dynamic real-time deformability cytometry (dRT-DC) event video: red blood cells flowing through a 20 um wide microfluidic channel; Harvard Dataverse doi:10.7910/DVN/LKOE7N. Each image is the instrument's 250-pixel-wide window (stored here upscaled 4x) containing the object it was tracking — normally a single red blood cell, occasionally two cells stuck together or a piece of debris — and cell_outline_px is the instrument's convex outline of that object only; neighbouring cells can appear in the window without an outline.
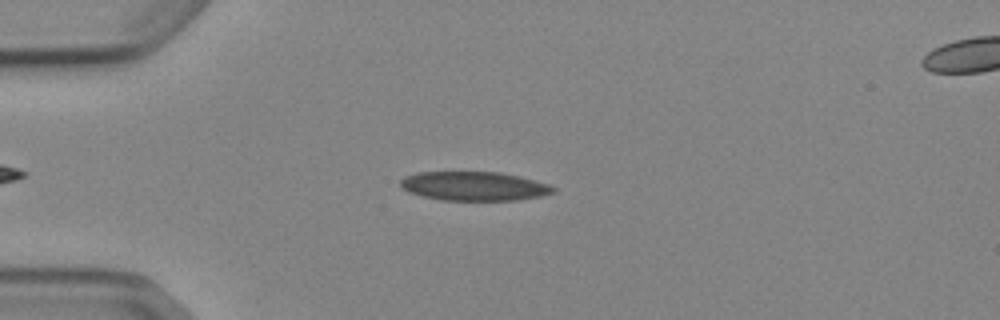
{"species": "Egyptian fruit bat (a non-hibernating species)", "species_latin": "Rousettus aegyptiacus", "temperature_condition": "cold", "stored_images_in_passage": 44, "camera_frame_rate_fps": 3000, "um_per_image_px": 0.085, "animal": {"sex": "female"}, "frame": {"image": 1, "passage_image": 5, "time_ms": 1.333, "image_size_px": [1000, 320], "cell_outline_px": [[556, 192], [540, 196], [516, 200], [440, 200], [408, 192], [400, 188], [400, 180], [404, 176], [416, 172], [500, 172], [548, 184], [556, 188]], "centroid_in_image_um": [40.24, 15.82], "position_along_channel_um": 44.8, "area_um2": 25.78}}
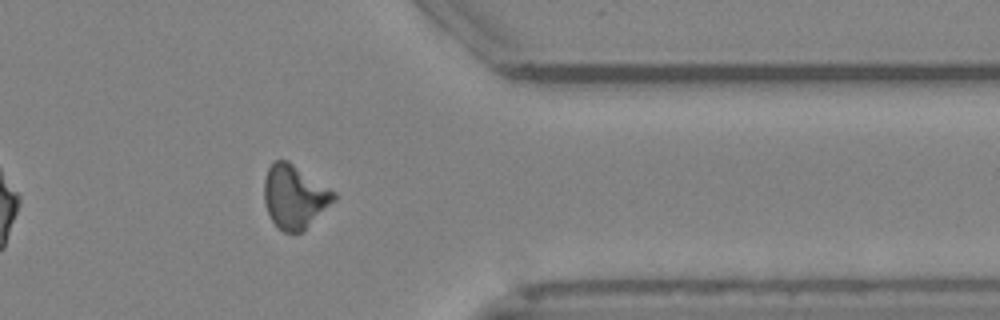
{"frame": {"image": 2, "passage_image": 34, "time_ms": 11.0, "image_size_px": [1000, 320], "cell_outline_px": [[336, 200], [300, 232], [284, 232], [276, 228], [268, 212], [264, 200], [264, 180], [268, 168], [272, 160], [288, 160], [336, 192]], "centroid_in_image_um": [25.02, 16.69], "position_along_channel_um": 386.4, "area_um2": 25.66}}
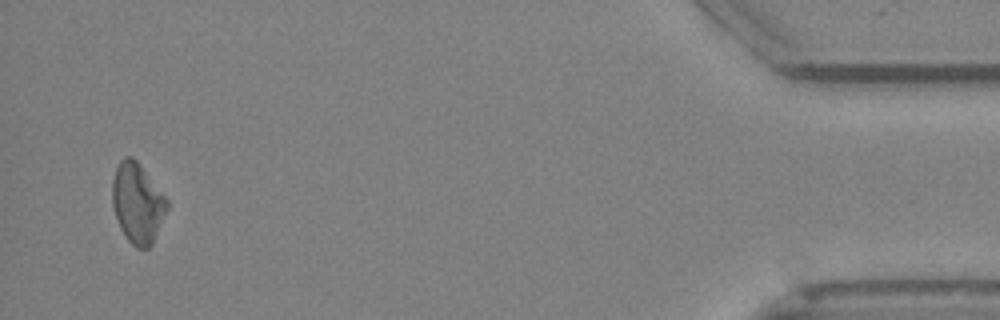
{"frame": {"image": 3, "passage_image": 42, "time_ms": 13.667, "image_size_px": [1000, 320], "cell_outline_px": [[168, 208], [152, 244], [148, 248], [136, 248], [128, 240], [120, 228], [112, 204], [112, 180], [116, 164], [124, 156], [132, 156], [140, 164], [168, 200]], "centroid_in_image_um": [11.67, 17.23], "position_along_channel_um": 423.5, "area_um2": 25.55}, "authors_computed_cell_mechanics": {"area_um2": 25.8077, "velocity_mm_per_s": 3.892, "shape_relaxation_time_tau1_ms": null, "shape_relaxation_time_tau2_ms": 11.1401, "deformation_change_tau1": null, "deformation_change_tau2": 0.2276}}